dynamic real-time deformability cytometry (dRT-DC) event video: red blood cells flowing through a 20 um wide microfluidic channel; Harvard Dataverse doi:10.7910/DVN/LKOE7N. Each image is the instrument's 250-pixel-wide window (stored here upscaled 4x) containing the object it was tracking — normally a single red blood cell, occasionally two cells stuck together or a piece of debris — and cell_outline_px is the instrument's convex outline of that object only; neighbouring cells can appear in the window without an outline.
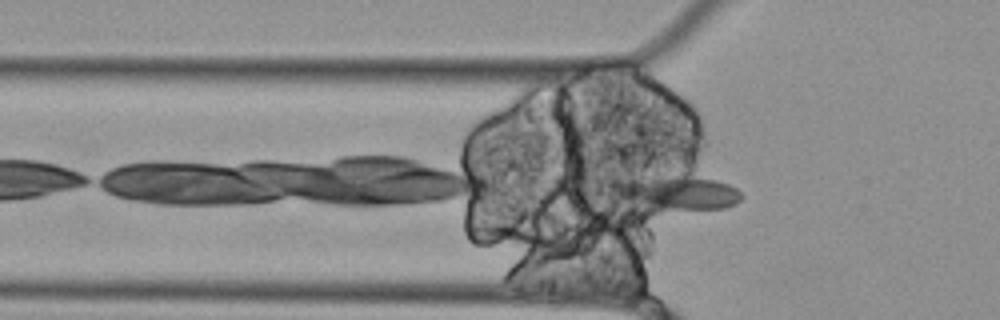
{"species": "Egyptian fruit bat (a non-hibernating species)", "species_latin": "Rousettus aegyptiacus", "temperature_condition": "cold", "stored_images_in_passage": 7, "camera_frame_rate_fps": 3000, "um_per_image_px": 0.085, "animal": {"sex": "female"}, "frame": {"image": 1, "passage_image": 7, "time_ms": 2.0, "image_size_px": [1000, 320], "cell_outline_px": [[744, 196], [740, 200], [724, 208], [656, 208], [628, 200], [620, 196], [608, 188], [608, 184], [648, 176], [684, 172], [716, 180], [728, 184], [736, 188]], "centroid_in_image_um": [57.6, 16.28], "position_along_channel_um": 68.2, "area_um2": 25.26}}